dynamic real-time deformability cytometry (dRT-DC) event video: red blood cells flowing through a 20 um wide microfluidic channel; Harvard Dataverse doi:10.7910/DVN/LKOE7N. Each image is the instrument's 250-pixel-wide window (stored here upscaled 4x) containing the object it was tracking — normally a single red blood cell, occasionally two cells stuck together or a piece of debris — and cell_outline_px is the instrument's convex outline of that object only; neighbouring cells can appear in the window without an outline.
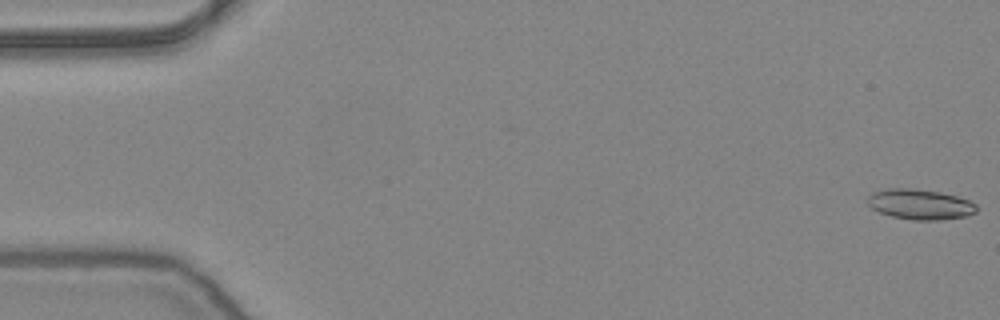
{"species": "common noctule bat (a hibernating species)", "species_latin": "Nyctalus noctula", "temperature_condition": "warm", "stored_images_in_passage": 53, "camera_frame_rate_fps": 3000, "um_per_image_px": 0.085, "animal": {"sex": "female", "body_mass_g": 24.6, "forearm_length_mm": 56.2}, "frame": {"image": 1, "passage_image": 1, "time_ms": 0.0, "image_size_px": [1000, 320], "cell_outline_px": [[976, 212], [968, 216], [940, 220], [912, 220], [892, 216], [880, 212], [872, 208], [868, 204], [868, 196], [872, 192], [888, 188], [908, 188], [940, 192], [956, 196], [968, 200], [976, 204]], "centroid_in_image_um": [78.21, 17.37], "position_along_channel_um": 6.8, "area_um2": 19.19}}
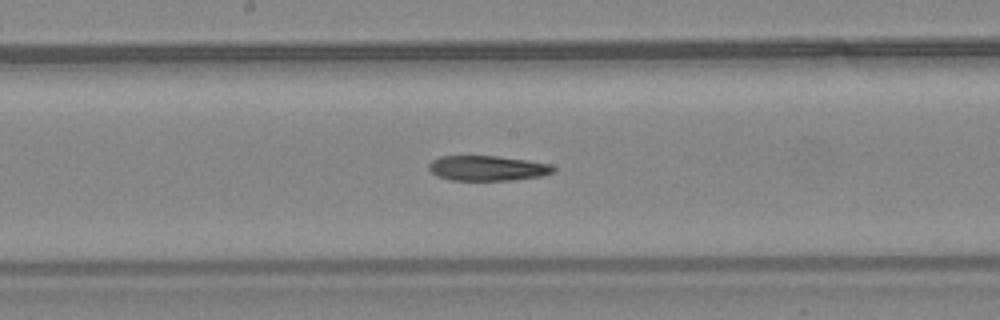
{"frame": {"image": 2, "passage_image": 28, "time_ms": 9.0, "image_size_px": [1000, 320], "cell_outline_px": [[556, 168], [552, 172], [540, 176], [512, 180], [452, 180], [436, 176], [428, 168], [428, 164], [432, 160], [440, 156], [496, 156], [552, 164]], "centroid_in_image_um": [41.4, 14.29], "position_along_channel_um": 206.8, "area_um2": 18.09}}
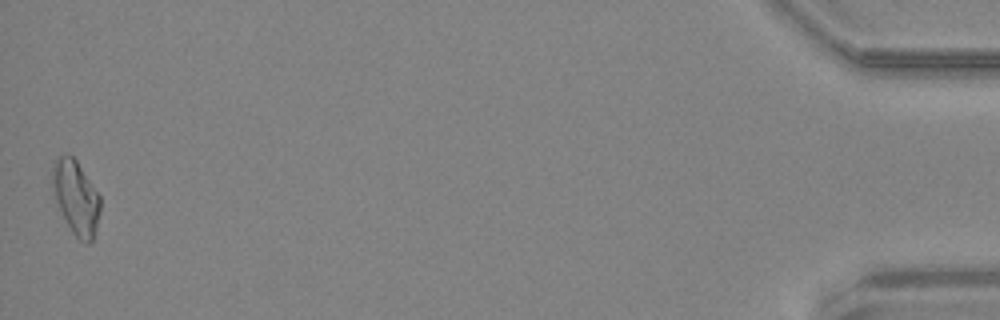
{"frame": {"image": 3, "passage_image": 53, "time_ms": 17.333, "image_size_px": [1000, 320], "cell_outline_px": [[100, 212], [96, 228], [92, 240], [88, 244], [84, 244], [72, 232], [56, 200], [52, 184], [52, 168], [56, 160], [60, 156], [72, 156], [76, 160], [100, 196]], "centroid_in_image_um": [6.47, 16.81], "position_along_channel_um": 428.7, "area_um2": 20.06}}